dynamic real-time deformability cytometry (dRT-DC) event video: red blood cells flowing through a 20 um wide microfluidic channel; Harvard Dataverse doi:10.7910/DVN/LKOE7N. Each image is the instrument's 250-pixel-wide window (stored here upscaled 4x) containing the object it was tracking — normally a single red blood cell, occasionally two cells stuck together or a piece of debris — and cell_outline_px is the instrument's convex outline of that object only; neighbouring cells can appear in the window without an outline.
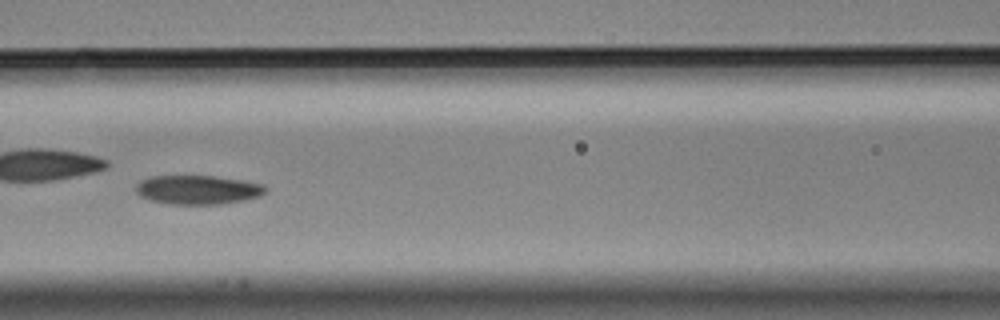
{"species": "Egyptian fruit bat (a non-hibernating species)", "species_latin": "Rousettus aegyptiacus", "temperature_condition": "cold", "stored_images_in_passage": 9, "camera_frame_rate_fps": 3000, "um_per_image_px": 0.085, "animal": {"sex": "male"}, "frame": {"image": 1, "passage_image": 6, "time_ms": 1.667, "image_size_px": [1000, 320], "cell_outline_px": [[268, 188], [260, 196], [244, 200], [220, 204], [168, 204], [148, 200], [140, 196], [136, 192], [136, 184], [140, 180], [152, 176], [216, 176], [264, 184]], "centroid_in_image_um": [16.79, 16.13], "position_along_channel_um": 149.8, "area_um2": 22.02}}
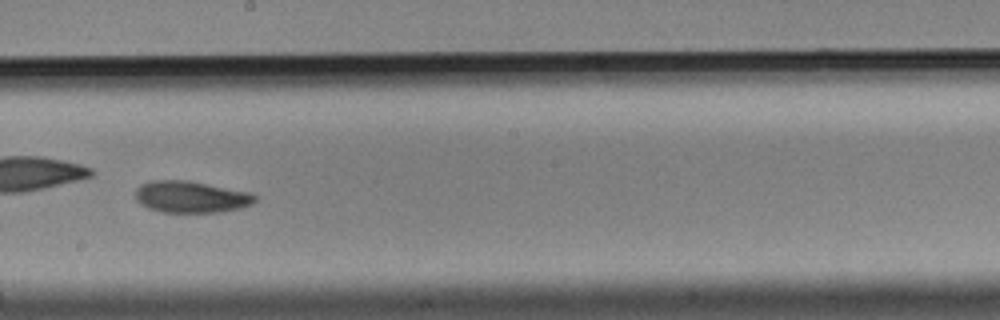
{"frame": {"image": 2, "passage_image": 8, "time_ms": 2.333, "image_size_px": [1000, 320], "cell_outline_px": [[256, 200], [252, 204], [240, 208], [220, 212], [160, 212], [148, 208], [140, 204], [136, 200], [136, 188], [140, 184], [152, 180], [188, 180], [248, 192], [256, 196]], "centroid_in_image_um": [16.19, 16.73], "position_along_channel_um": 232.0, "area_um2": 22.08}}
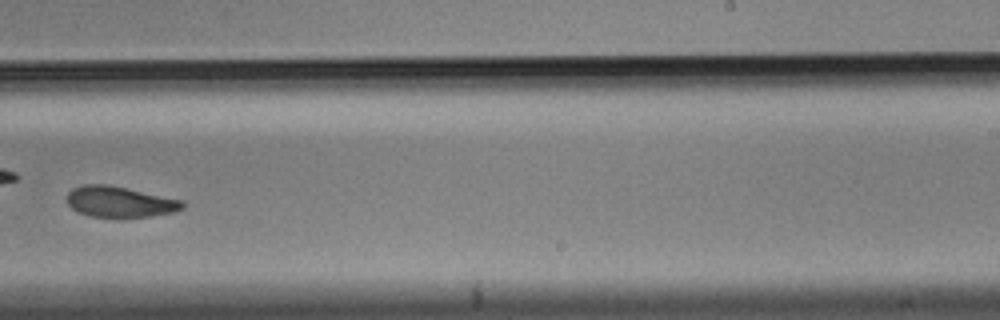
{"frame": {"image": 3, "passage_image": 9, "time_ms": 2.667, "image_size_px": [1000, 320], "cell_outline_px": [[184, 208], [172, 212], [152, 216], [92, 216], [76, 212], [68, 204], [68, 192], [72, 188], [84, 184], [104, 184], [184, 200]], "centroid_in_image_um": [10.17, 17.14], "position_along_channel_um": 278.8, "area_um2": 20.35}}